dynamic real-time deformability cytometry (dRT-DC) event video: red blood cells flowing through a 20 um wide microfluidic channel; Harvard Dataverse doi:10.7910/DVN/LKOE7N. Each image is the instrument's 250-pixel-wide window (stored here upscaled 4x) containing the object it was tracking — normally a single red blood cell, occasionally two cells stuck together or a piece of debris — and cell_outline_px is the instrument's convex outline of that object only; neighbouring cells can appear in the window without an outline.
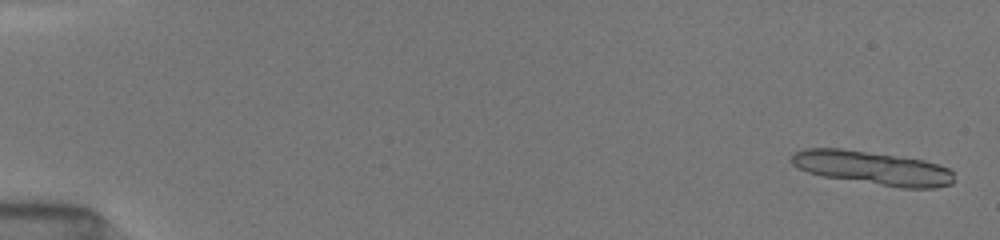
{"species": "common noctule bat (a hibernating species)", "species_latin": "Nyctalus noctula", "temperature_condition": "room temperature", "stored_images_in_passage": 12, "segment_of_instrument_passage": [1, 2], "camera_frame_rate_fps": 3000, "um_per_image_px": 0.085, "animal": {"sex": "female", "body_mass_g": 19.5, "forearm_length_mm": 54.1}, "frame": {"image": 1, "passage_image": 1, "time_ms": 0.0, "image_size_px": [1000, 240], "cell_outline_px": [[956, 180], [952, 184], [936, 188], [900, 188], [824, 176], [808, 172], [792, 164], [788, 160], [792, 152], [804, 148], [840, 148], [924, 160], [948, 168], [952, 172]], "centroid_in_image_um": [74.15, 14.28], "position_along_channel_um": 10.8, "area_um2": 31.91}}